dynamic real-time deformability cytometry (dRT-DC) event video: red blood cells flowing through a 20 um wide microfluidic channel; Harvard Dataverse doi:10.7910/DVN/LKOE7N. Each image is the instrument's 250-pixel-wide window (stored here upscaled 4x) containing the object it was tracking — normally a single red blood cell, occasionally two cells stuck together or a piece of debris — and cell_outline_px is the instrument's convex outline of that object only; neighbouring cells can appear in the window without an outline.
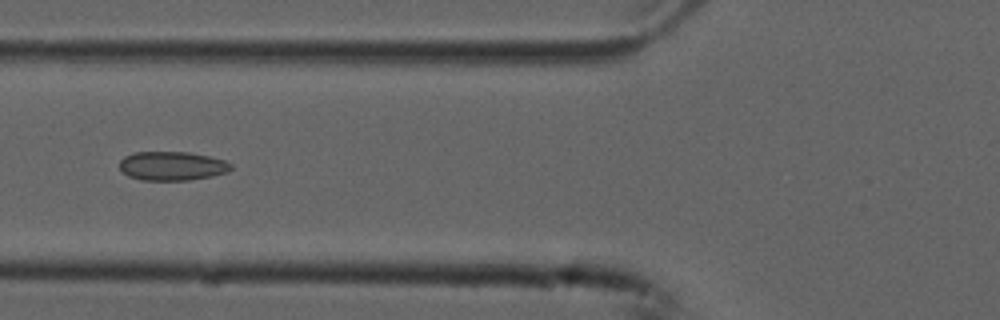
{"species": "common noctule bat (a hibernating species)", "species_latin": "Nyctalus noctula", "temperature_condition": "cold", "stored_images_in_passage": 6, "camera_frame_rate_fps": 3000, "um_per_image_px": 0.085, "animal": {"sex": "male", "forearm_length_mm": 52.5}, "frame": {"image": 1, "passage_image": 6, "time_ms": 1.667, "image_size_px": [1000, 320], "cell_outline_px": [[232, 168], [228, 172], [212, 176], [188, 180], [140, 180], [128, 176], [120, 168], [120, 160], [124, 156], [136, 152], [188, 152], [208, 156], [224, 160], [232, 164]], "centroid_in_image_um": [14.63, 14.11], "position_along_channel_um": 111.2, "area_um2": 18.79}}